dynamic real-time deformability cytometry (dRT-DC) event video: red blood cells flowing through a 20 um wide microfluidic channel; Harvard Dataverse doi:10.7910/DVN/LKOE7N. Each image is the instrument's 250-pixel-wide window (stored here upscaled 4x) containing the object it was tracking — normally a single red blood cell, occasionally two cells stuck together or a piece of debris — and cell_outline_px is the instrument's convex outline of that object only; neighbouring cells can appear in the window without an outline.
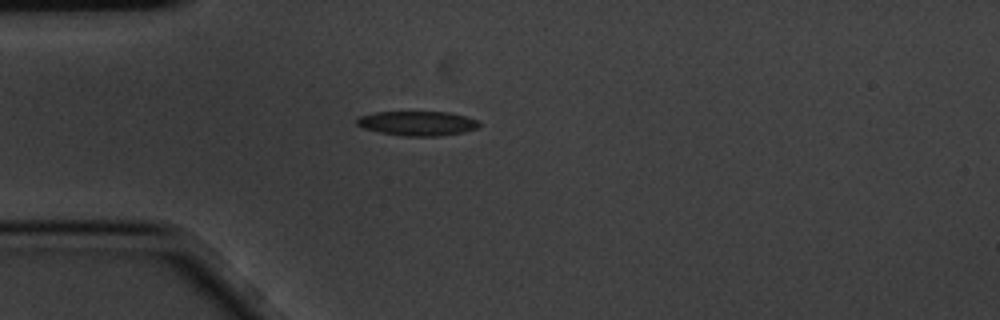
{"species": "common noctule bat (a hibernating species)", "species_latin": "Nyctalus noctula", "temperature_condition": "cold", "stored_images_in_passage": 2, "camera_frame_rate_fps": 3000, "um_per_image_px": 0.085, "animal": {"sex": "male", "body_mass_g": 20.1, "forearm_length_mm": 53.5}, "frame": {"image": 1, "passage_image": 2, "time_ms": 0.333, "image_size_px": [1000, 320], "cell_outline_px": [[480, 124], [476, 128], [464, 132], [440, 136], [404, 136], [380, 132], [364, 128], [356, 124], [356, 120], [360, 116], [376, 112], [448, 112], [468, 116], [480, 120]], "centroid_in_image_um": [35.53, 10.48], "position_along_channel_um": 49.5, "area_um2": 17.51}}